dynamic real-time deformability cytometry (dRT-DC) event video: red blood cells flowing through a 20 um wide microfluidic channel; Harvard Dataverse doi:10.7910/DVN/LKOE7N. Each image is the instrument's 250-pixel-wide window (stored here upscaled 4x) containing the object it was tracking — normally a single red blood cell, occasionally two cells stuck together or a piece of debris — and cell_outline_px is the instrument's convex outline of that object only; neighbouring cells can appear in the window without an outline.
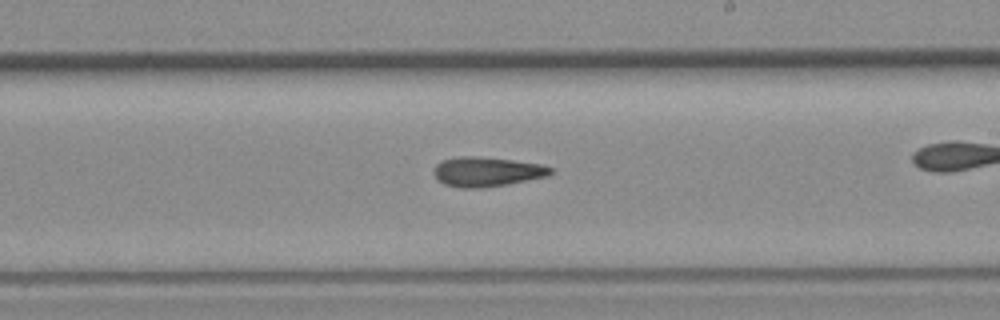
{"species": "common noctule bat (a hibernating species)", "species_latin": "Nyctalus noctula", "temperature_condition": "room temperature", "stored_images_in_passage": 35, "camera_frame_rate_fps": 3000, "um_per_image_px": 0.085, "animal": {"sex": "female", "body_mass_g": 19.3, "forearm_length_mm": 54.1}, "frame": {"image": 1, "passage_image": 25, "time_ms": 8.0, "image_size_px": [1000, 320], "cell_outline_px": [[552, 172], [548, 176], [508, 184], [480, 188], [460, 188], [444, 184], [436, 180], [432, 172], [436, 164], [444, 160], [460, 156], [480, 156], [512, 160], [540, 164], [552, 168]], "centroid_in_image_um": [41.34, 14.6], "position_along_channel_um": 247.7, "area_um2": 20.23}}
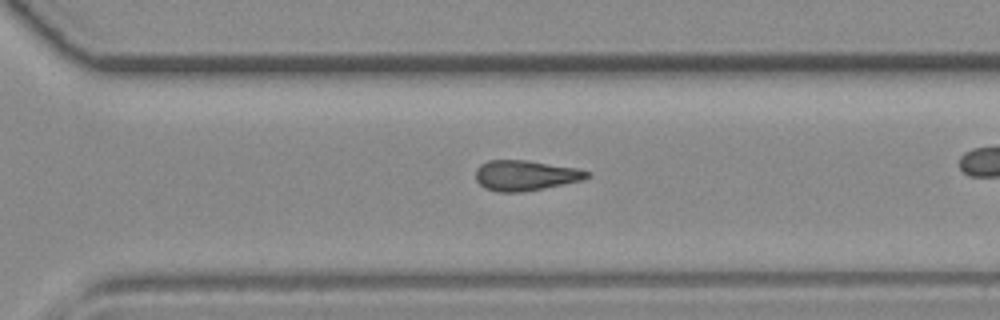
{"frame": {"image": 2, "passage_image": 30, "time_ms": 9.667, "image_size_px": [1000, 320], "cell_outline_px": [[592, 176], [584, 180], [524, 192], [496, 192], [484, 188], [476, 180], [476, 168], [480, 164], [488, 160], [528, 160], [576, 168], [588, 172]], "centroid_in_image_um": [44.65, 14.91], "position_along_channel_um": 326.0, "area_um2": 19.83}}